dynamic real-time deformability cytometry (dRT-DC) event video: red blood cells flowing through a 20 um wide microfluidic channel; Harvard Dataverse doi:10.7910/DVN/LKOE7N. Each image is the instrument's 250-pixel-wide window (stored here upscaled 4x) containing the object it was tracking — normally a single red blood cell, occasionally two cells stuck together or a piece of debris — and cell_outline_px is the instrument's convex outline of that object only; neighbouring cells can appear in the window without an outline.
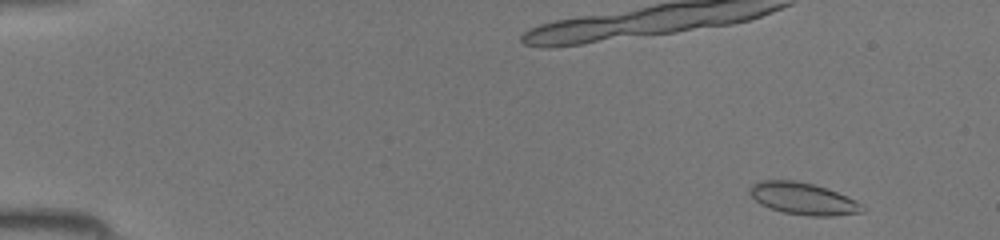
{"species": "common noctule bat (a hibernating species)", "species_latin": "Nyctalus noctula", "temperature_condition": "room temperature", "stored_images_in_passage": 43, "camera_frame_rate_fps": 3000, "um_per_image_px": 0.085, "animal": {"sex": "female", "body_mass_g": 19.5, "forearm_length_mm": 54.1}, "frame": {"image": 1, "passage_image": 2, "time_ms": 0.333, "image_size_px": [1000, 240], "cell_outline_px": [[864, 212], [832, 216], [808, 216], [784, 212], [768, 208], [760, 204], [748, 192], [748, 188], [752, 184], [760, 180], [792, 180], [812, 184], [828, 188], [856, 200], [864, 208]], "centroid_in_image_um": [68.24, 16.88], "position_along_channel_um": 16.8, "area_um2": 21.04}}
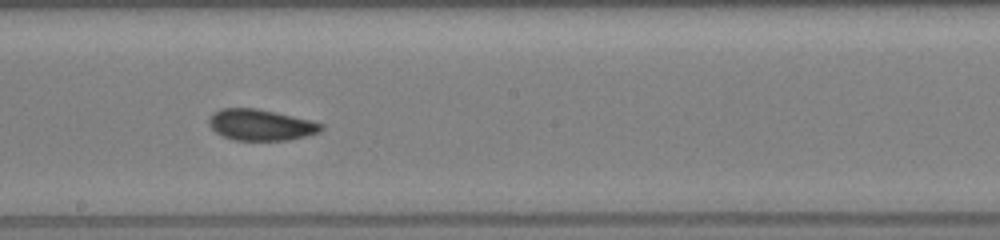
{"frame": {"image": 2, "passage_image": 24, "time_ms": 7.667, "image_size_px": [1000, 240], "cell_outline_px": [[324, 128], [320, 132], [288, 140], [236, 140], [224, 136], [216, 132], [208, 124], [208, 120], [212, 112], [220, 108], [256, 108], [312, 120], [324, 124]], "centroid_in_image_um": [22.17, 10.6], "position_along_channel_um": 226.0, "area_um2": 20.4}}
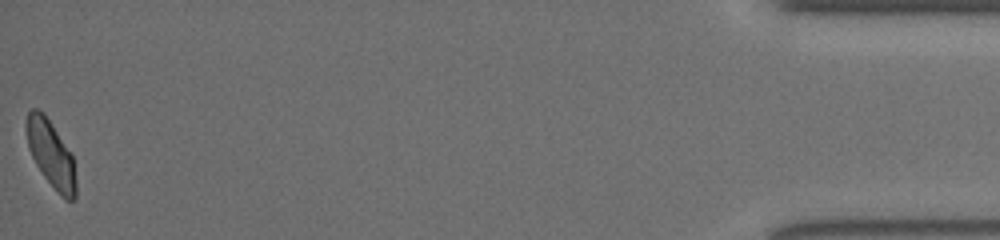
{"frame": {"image": 3, "passage_image": 43, "time_ms": 14.0, "image_size_px": [1000, 240], "cell_outline_px": [[76, 196], [72, 200], [64, 200], [44, 176], [36, 164], [28, 148], [28, 112], [32, 108], [36, 108], [44, 112], [72, 152], [76, 180]], "centroid_in_image_um": [4.38, 13.11], "position_along_channel_um": 430.8, "area_um2": 19.13}}